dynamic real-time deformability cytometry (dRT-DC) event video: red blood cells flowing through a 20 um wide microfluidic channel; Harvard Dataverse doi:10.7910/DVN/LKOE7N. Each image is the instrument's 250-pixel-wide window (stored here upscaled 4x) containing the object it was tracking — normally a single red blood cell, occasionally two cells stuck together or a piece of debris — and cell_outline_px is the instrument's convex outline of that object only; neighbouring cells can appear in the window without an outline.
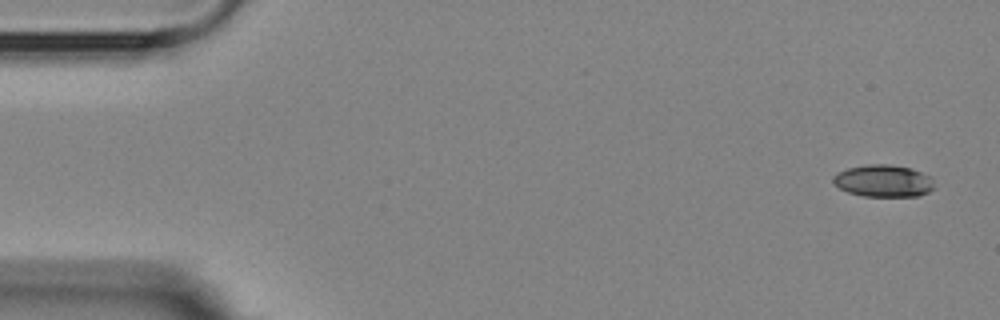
{"species": "Egyptian fruit bat (a non-hibernating species)", "species_latin": "Rousettus aegyptiacus", "temperature_condition": "room temperature", "stored_images_in_passage": 6, "camera_frame_rate_fps": 3000, "um_per_image_px": 0.085, "animal": {"sex": "female"}, "frame": {"image": 1, "passage_image": 1, "time_ms": 0.0, "image_size_px": [1000, 320], "cell_outline_px": [[936, 188], [920, 196], [864, 196], [848, 192], [840, 188], [832, 180], [832, 176], [836, 172], [848, 168], [868, 164], [888, 164], [908, 168], [920, 172], [928, 176], [932, 180]], "centroid_in_image_um": [75.08, 15.38], "position_along_channel_um": 9.9, "area_um2": 18.84}}
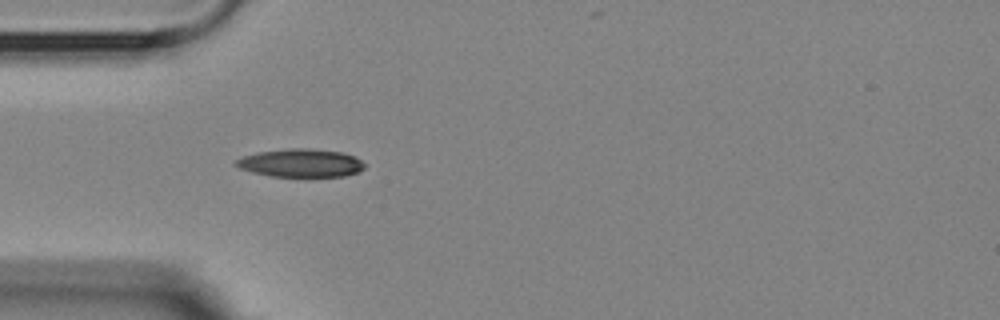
{"frame": {"image": 2, "passage_image": 5, "time_ms": 4.667, "image_size_px": [1000, 320], "cell_outline_px": [[364, 168], [356, 172], [344, 176], [268, 176], [252, 172], [240, 168], [232, 164], [232, 160], [256, 152], [292, 148], [308, 148], [340, 152], [352, 156], [360, 160], [364, 164]], "centroid_in_image_um": [25.47, 13.85], "position_along_channel_um": 59.5, "area_um2": 20.98}}
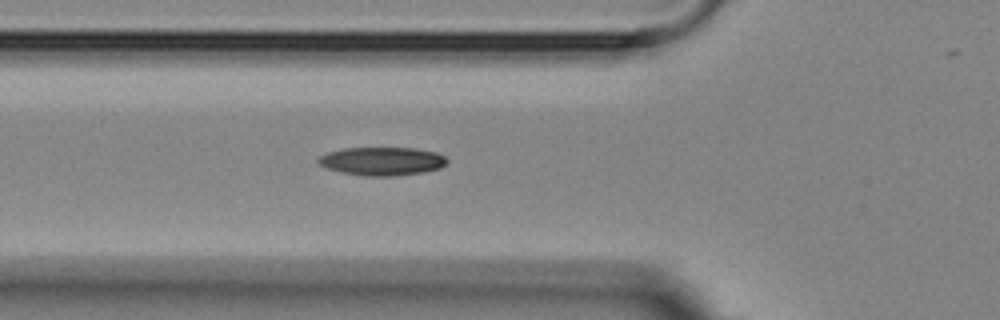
{"frame": {"image": 3, "passage_image": 6, "time_ms": 5.667, "image_size_px": [1000, 320], "cell_outline_px": [[448, 164], [440, 168], [424, 172], [396, 176], [364, 176], [340, 172], [324, 168], [316, 164], [316, 160], [320, 156], [328, 152], [344, 148], [416, 148], [436, 152], [444, 156], [448, 160]], "centroid_in_image_um": [32.45, 13.71], "position_along_channel_um": 93.3, "area_um2": 21.62}}